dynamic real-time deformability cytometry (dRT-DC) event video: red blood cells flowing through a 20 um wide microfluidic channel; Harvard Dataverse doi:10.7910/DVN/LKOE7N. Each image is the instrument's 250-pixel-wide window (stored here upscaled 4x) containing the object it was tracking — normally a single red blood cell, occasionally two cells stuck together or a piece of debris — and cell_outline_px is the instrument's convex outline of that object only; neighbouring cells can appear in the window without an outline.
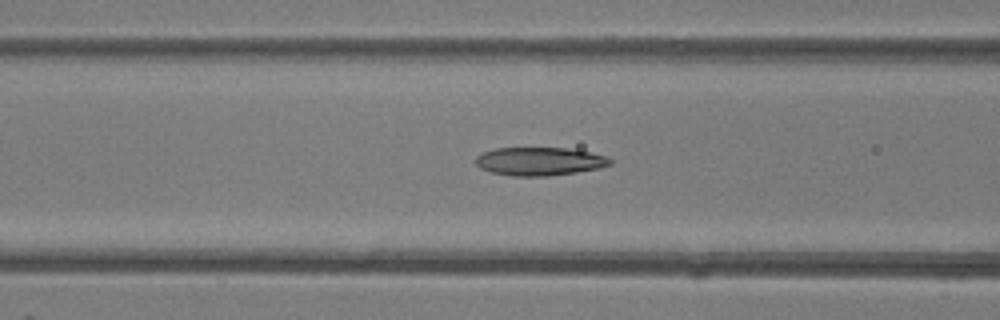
{"species": "common noctule bat (a hibernating species)", "species_latin": "Nyctalus noctula", "temperature_condition": "room temperature", "stored_images_in_passage": 21, "camera_frame_rate_fps": 3000, "um_per_image_px": 0.085, "animal": {"sex": "female"}, "frame": {"image": 1, "passage_image": 5, "time_ms": 1.333, "image_size_px": [1000, 320], "cell_outline_px": [[612, 164], [600, 168], [576, 172], [548, 176], [512, 176], [492, 172], [480, 168], [476, 164], [476, 156], [484, 152], [496, 148], [568, 148], [592, 152], [608, 156], [612, 160]], "centroid_in_image_um": [45.9, 13.71], "position_along_channel_um": 120.7, "area_um2": 22.25}}
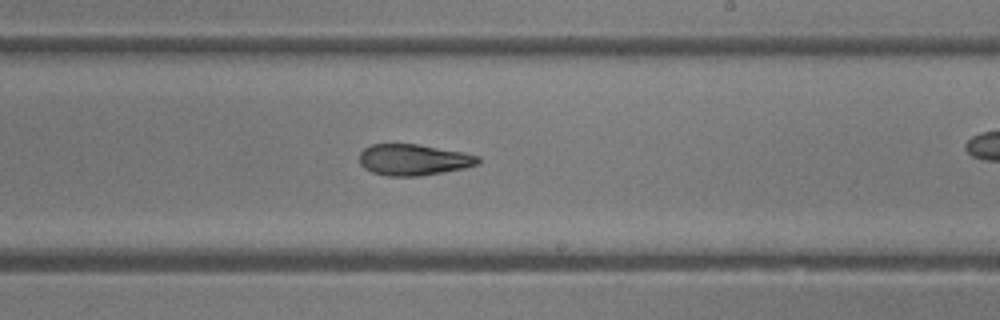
{"frame": {"image": 2, "passage_image": 13, "time_ms": 4.0, "image_size_px": [1000, 320], "cell_outline_px": [[480, 164], [464, 168], [420, 176], [384, 176], [372, 172], [364, 168], [360, 164], [360, 152], [364, 148], [372, 144], [420, 144], [464, 152], [480, 156]], "centroid_in_image_um": [35.16, 13.58], "position_along_channel_um": 253.8, "area_um2": 21.79}}
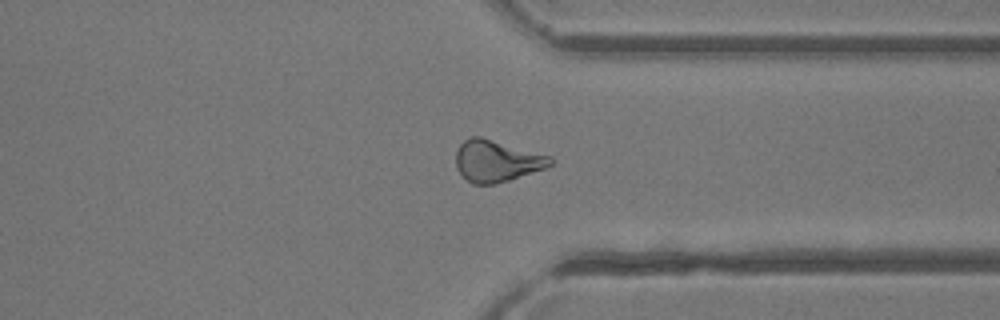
{"frame": {"image": 3, "passage_image": 20, "time_ms": 6.333, "image_size_px": [1000, 320], "cell_outline_px": [[552, 164], [544, 168], [508, 180], [492, 184], [472, 184], [456, 168], [456, 152], [460, 144], [464, 140], [472, 136], [480, 136], [552, 156]], "centroid_in_image_um": [42.2, 13.66], "position_along_channel_um": 369.2, "area_um2": 22.66}}